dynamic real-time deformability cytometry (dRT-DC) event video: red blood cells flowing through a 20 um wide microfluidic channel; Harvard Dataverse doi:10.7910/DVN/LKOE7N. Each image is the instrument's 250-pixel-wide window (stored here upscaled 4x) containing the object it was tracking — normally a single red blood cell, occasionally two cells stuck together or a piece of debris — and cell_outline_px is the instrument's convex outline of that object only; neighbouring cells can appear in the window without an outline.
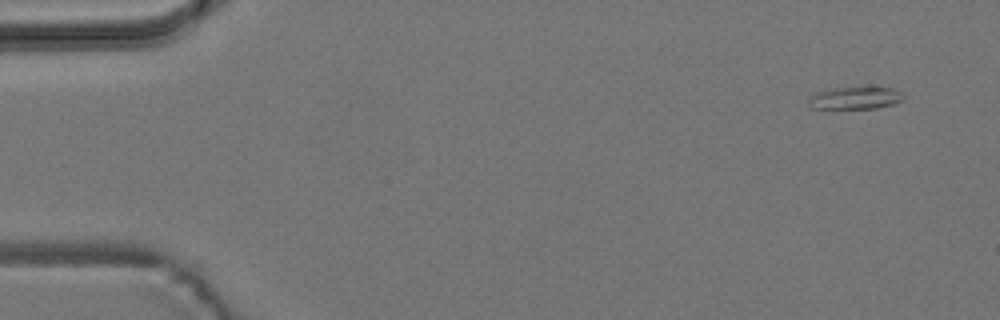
{"species": "common noctule bat (a hibernating species)", "species_latin": "Nyctalus noctula", "temperature_condition": "room temperature", "stored_images_in_passage": 5, "camera_frame_rate_fps": 3000, "um_per_image_px": 0.085, "animal": {"sex": "male", "body_mass_g": 19.2, "forearm_length_mm": 51.8}, "frame": {"image": 1, "passage_image": 1, "time_ms": 0.0, "image_size_px": [1000, 320], "cell_outline_px": [[904, 96], [900, 100], [892, 104], [876, 108], [812, 108], [808, 104], [808, 100], [812, 92], [828, 88], [868, 84], [892, 88], [904, 92]], "centroid_in_image_um": [72.67, 8.25], "position_along_channel_um": 12.3, "area_um2": 13.24}}